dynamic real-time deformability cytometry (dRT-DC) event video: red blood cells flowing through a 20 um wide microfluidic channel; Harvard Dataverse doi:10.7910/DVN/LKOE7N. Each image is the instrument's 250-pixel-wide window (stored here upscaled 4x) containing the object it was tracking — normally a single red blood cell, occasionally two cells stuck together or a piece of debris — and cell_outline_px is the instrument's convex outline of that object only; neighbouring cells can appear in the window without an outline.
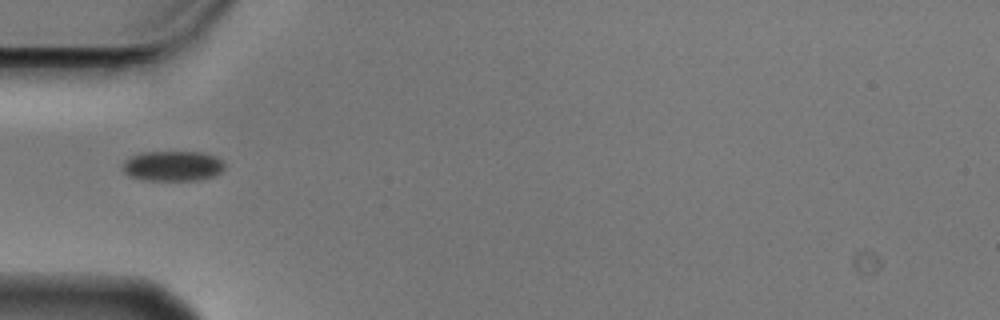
{"species": "Egyptian fruit bat (a non-hibernating species)", "species_latin": "Rousettus aegyptiacus", "temperature_condition": "cold", "stored_images_in_passage": 6, "camera_frame_rate_fps": 3000, "um_per_image_px": 0.085, "animal": {"sex": "male"}, "frame": {"image": 1, "passage_image": 4, "time_ms": 1.0, "image_size_px": [1000, 320], "cell_outline_px": [[224, 168], [220, 172], [212, 176], [200, 180], [140, 180], [128, 176], [124, 172], [120, 164], [124, 160], [140, 152], [200, 152], [216, 156], [224, 160]], "centroid_in_image_um": [14.64, 14.11], "position_along_channel_um": 70.4, "area_um2": 18.21}}
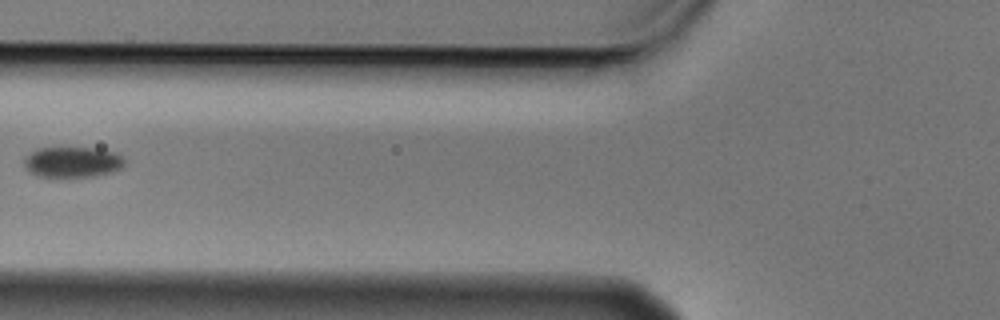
{"frame": {"image": 2, "passage_image": 5, "time_ms": 1.333, "image_size_px": [1000, 320], "cell_outline_px": [[128, 160], [120, 168], [112, 172], [92, 176], [36, 176], [28, 172], [24, 168], [24, 156], [36, 148], [100, 148], [116, 152], [124, 156]], "centroid_in_image_um": [6.16, 13.76], "position_along_channel_um": 119.6, "area_um2": 18.21}}
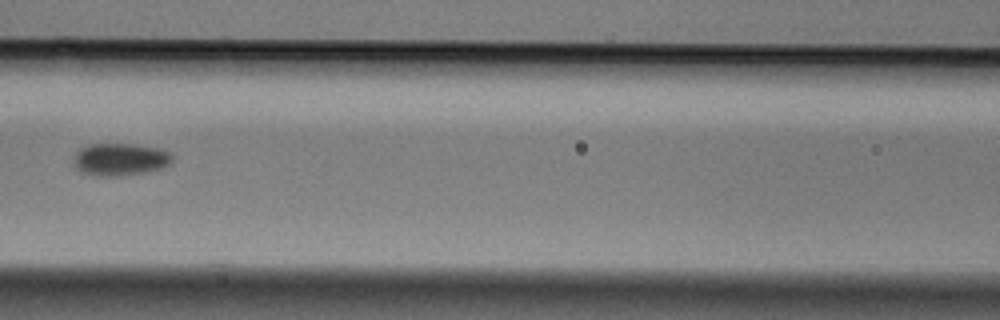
{"frame": {"image": 3, "passage_image": 6, "time_ms": 1.667, "image_size_px": [1000, 320], "cell_outline_px": [[172, 164], [160, 168], [144, 172], [116, 176], [100, 176], [84, 172], [76, 168], [72, 156], [80, 148], [88, 144], [136, 144], [160, 148], [172, 152]], "centroid_in_image_um": [10.23, 13.52], "position_along_channel_um": 156.4, "area_um2": 18.73}}